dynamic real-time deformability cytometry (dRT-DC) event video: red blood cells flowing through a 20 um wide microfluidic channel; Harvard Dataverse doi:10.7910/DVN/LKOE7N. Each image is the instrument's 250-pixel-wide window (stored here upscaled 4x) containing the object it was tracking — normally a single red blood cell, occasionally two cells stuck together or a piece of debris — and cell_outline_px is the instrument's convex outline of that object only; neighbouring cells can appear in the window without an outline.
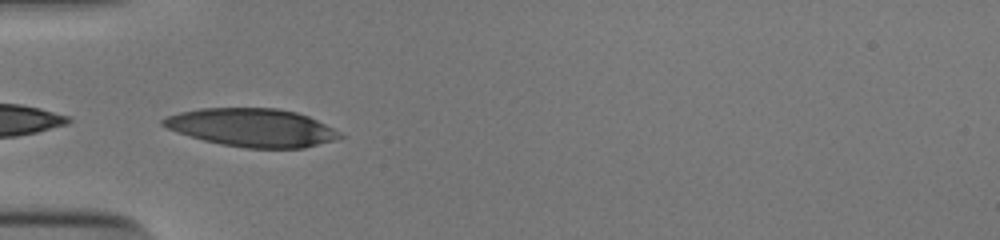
{"species": "human", "species_latin": "Homo sapiens", "temperature_condition": "cold", "stored_images_in_passage": 35, "camera_frame_rate_fps": 3000, "um_per_image_px": 0.085, "donor": {"sex": "male"}, "frame": {"image": 1, "passage_image": 1, "time_ms": 0.0, "image_size_px": [1000, 240], "cell_outline_px": [[348, 136], [336, 140], [304, 148], [244, 148], [220, 144], [204, 140], [176, 132], [160, 124], [160, 120], [164, 116], [180, 112], [200, 108], [276, 108], [296, 112], [308, 116]], "centroid_in_image_um": [21.42, 10.85], "position_along_channel_um": 63.6, "area_um2": 39.48}}
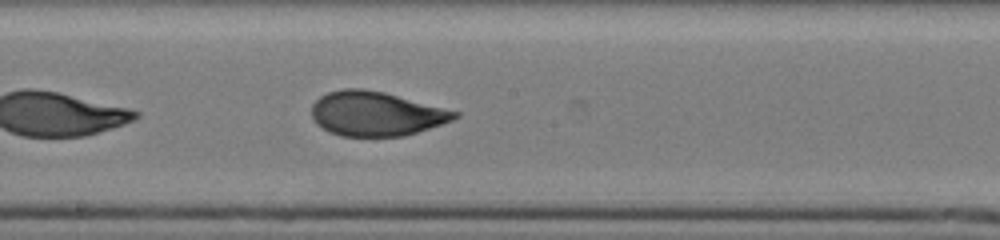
{"frame": {"image": 2, "passage_image": 13, "time_ms": 4.0, "image_size_px": [1000, 240], "cell_outline_px": [[460, 116], [452, 120], [404, 136], [340, 136], [328, 132], [316, 124], [312, 120], [312, 104], [320, 96], [328, 92], [344, 88], [360, 88], [384, 92], [460, 112]], "centroid_in_image_um": [31.92, 9.66], "position_along_channel_um": 216.3, "area_um2": 36.93}}
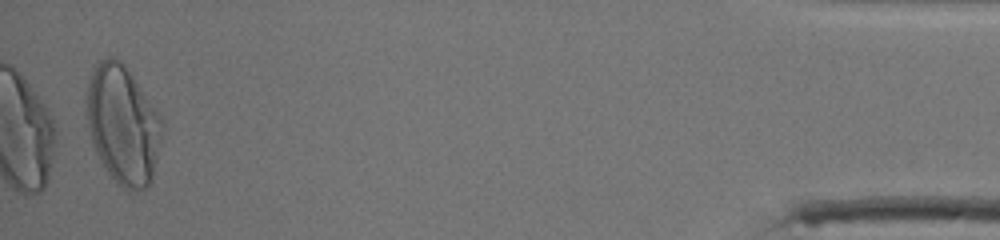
{"frame": {"image": 3, "passage_image": 35, "time_ms": 11.333, "image_size_px": [1000, 240], "cell_outline_px": [[164, 124], [160, 144], [152, 180], [144, 188], [124, 188], [116, 184], [108, 172], [96, 152], [92, 140], [88, 124], [88, 80], [92, 68], [100, 60], [108, 56], [112, 56], [120, 60], [124, 64], [160, 116]], "centroid_in_image_um": [10.45, 10.57], "position_along_channel_um": 424.8, "area_um2": 51.33}, "authors_computed_cell_mechanics": {"area_um2": 37.8012, "velocity_mm_per_s": 3.8924, "shape_relaxation_time_tau1_ms": 5.039, "shape_relaxation_time_tau2_ms": 0.8736, "deformation_change_tau1": 0.2054, "deformation_change_tau2": 0.0633}}